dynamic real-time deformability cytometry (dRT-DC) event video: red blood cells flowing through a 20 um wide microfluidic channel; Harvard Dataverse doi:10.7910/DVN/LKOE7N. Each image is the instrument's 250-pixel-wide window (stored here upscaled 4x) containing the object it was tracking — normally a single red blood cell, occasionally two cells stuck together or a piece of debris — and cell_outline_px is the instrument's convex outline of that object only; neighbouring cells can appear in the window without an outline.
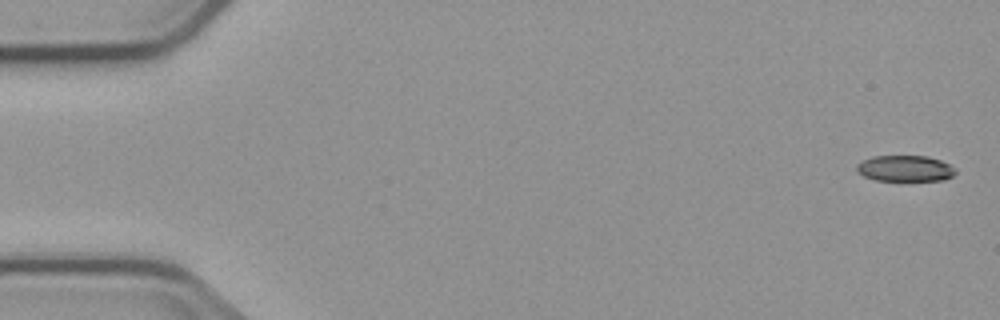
{"species": "common noctule bat (a hibernating species)", "species_latin": "Nyctalus noctula", "temperature_condition": "cold", "stored_images_in_passage": 5, "camera_frame_rate_fps": 3000, "um_per_image_px": 0.085, "animal": {"sex": "male", "body_mass_g": 23.1, "forearm_length_mm": 52.7}, "frame": {"image": 1, "passage_image": 1, "time_ms": 0.0, "image_size_px": [1000, 320], "cell_outline_px": [[956, 172], [952, 176], [944, 180], [876, 180], [864, 176], [856, 172], [856, 164], [872, 156], [928, 156], [940, 160], [956, 168]], "centroid_in_image_um": [76.92, 14.31], "position_along_channel_um": 8.1, "area_um2": 14.97}}
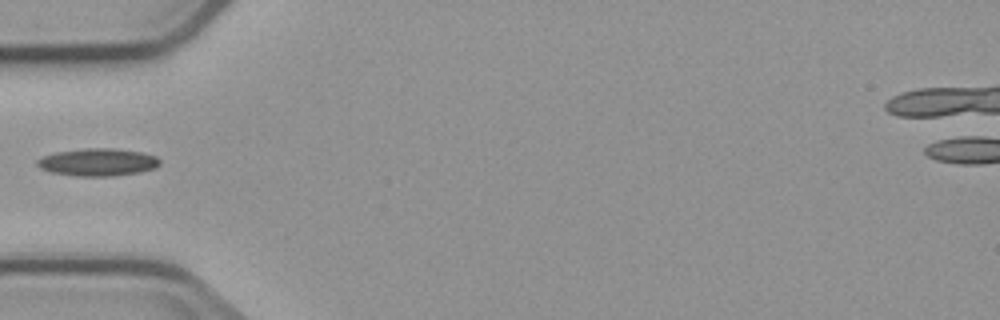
{"frame": {"image": 2, "passage_image": 5, "time_ms": 5.667, "image_size_px": [1000, 320], "cell_outline_px": [[160, 164], [156, 168], [140, 172], [112, 176], [76, 176], [52, 172], [40, 168], [36, 164], [36, 160], [44, 156], [56, 152], [84, 148], [112, 148], [140, 152], [156, 156], [160, 160]], "centroid_in_image_um": [8.32, 13.78], "position_along_channel_um": 76.7, "area_um2": 19.65}}